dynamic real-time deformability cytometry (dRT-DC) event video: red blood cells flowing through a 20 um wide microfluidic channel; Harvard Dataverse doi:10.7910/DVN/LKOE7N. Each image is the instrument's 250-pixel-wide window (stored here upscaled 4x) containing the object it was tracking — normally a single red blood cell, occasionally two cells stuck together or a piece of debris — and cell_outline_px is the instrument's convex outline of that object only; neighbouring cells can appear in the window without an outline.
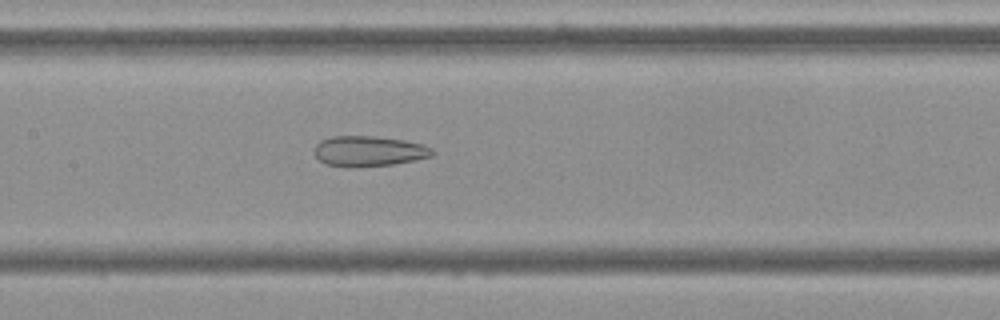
{"species": "Egyptian fruit bat (a non-hibernating species)", "species_latin": "Rousettus aegyptiacus", "temperature_condition": "cold", "stored_images_in_passage": 53, "camera_frame_rate_fps": 3000, "um_per_image_px": 0.085, "frame": {"image": 1, "passage_image": 25, "time_ms": 8.0, "image_size_px": [1000, 320], "cell_outline_px": [[436, 152], [432, 156], [392, 164], [356, 168], [344, 168], [328, 164], [320, 160], [316, 156], [316, 144], [320, 140], [332, 136], [372, 136], [404, 140], [424, 144], [432, 148]], "centroid_in_image_um": [31.36, 12.85], "position_along_channel_um": 176.0, "area_um2": 20.98}}
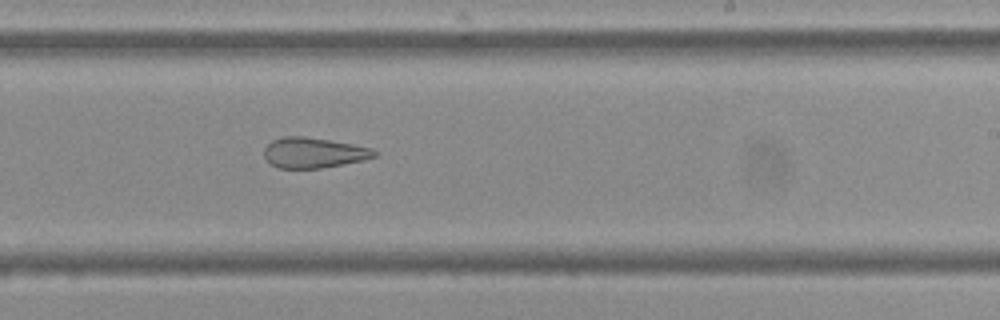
{"frame": {"image": 2, "passage_image": 32, "time_ms": 10.333, "image_size_px": [1000, 320], "cell_outline_px": [[376, 156], [364, 160], [320, 168], [280, 168], [272, 164], [264, 156], [264, 148], [272, 140], [284, 136], [304, 136], [352, 144], [372, 148], [376, 152]], "centroid_in_image_um": [26.65, 12.97], "position_along_channel_um": 262.4, "area_um2": 19.31}}
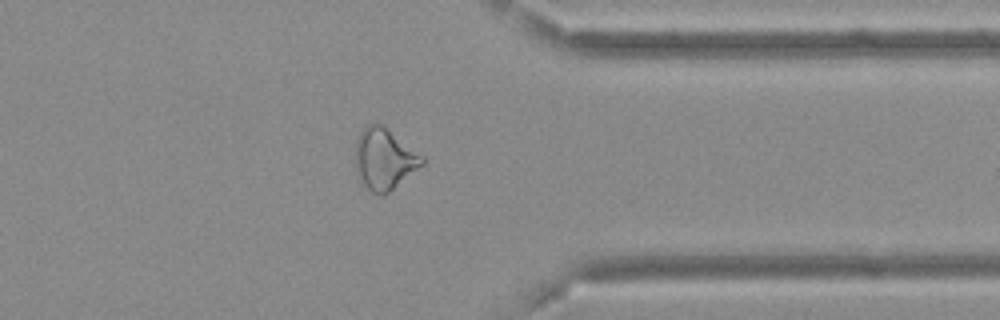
{"frame": {"image": 3, "passage_image": 42, "time_ms": 13.667, "image_size_px": [1000, 320], "cell_outline_px": [[424, 164], [384, 196], [380, 196], [372, 192], [360, 180], [356, 168], [356, 140], [360, 132], [368, 124], [380, 124], [424, 156]], "centroid_in_image_um": [32.67, 13.54], "position_along_channel_um": 378.7, "area_um2": 23.47}, "authors_computed_cell_mechanics": {"area_um2": 24.9118, "velocity_mm_per_s": 3.7131, "shape_relaxation_time_tau1_ms": null, "shape_relaxation_time_tau2_ms": 3.0146, "deformation_change_tau1": null, "deformation_change_tau2": 0.1266}}